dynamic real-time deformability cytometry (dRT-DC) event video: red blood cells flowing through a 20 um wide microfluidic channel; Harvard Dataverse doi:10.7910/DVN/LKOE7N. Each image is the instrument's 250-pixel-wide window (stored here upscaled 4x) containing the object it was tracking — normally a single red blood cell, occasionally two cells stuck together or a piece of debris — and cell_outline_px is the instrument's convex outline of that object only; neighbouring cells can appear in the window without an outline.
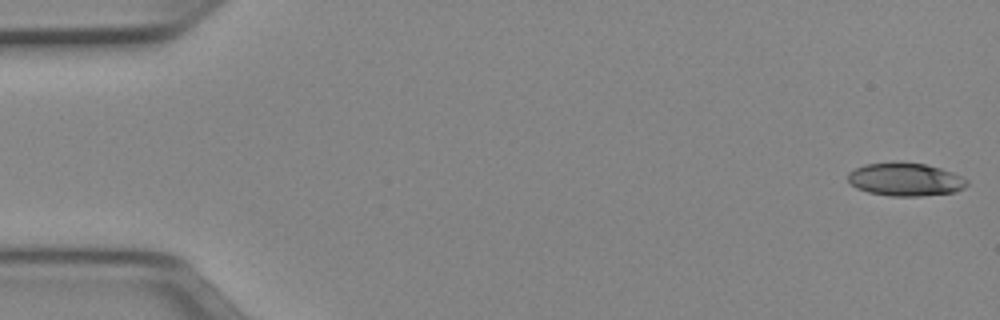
{"species": "Egyptian fruit bat (a non-hibernating species)", "species_latin": "Rousettus aegyptiacus", "temperature_condition": "cold", "stored_images_in_passage": 51, "camera_frame_rate_fps": 3000, "um_per_image_px": 0.085, "animal": {"sex": "female"}, "frame": {"image": 1, "passage_image": 1, "time_ms": 0.0, "image_size_px": [1000, 320], "cell_outline_px": [[968, 184], [964, 188], [956, 192], [920, 196], [892, 196], [868, 192], [856, 188], [848, 180], [848, 172], [864, 164], [892, 160], [900, 160], [924, 164], [940, 168], [952, 172], [968, 180]], "centroid_in_image_um": [76.94, 15.22], "position_along_channel_um": 8.1, "area_um2": 23.41}}
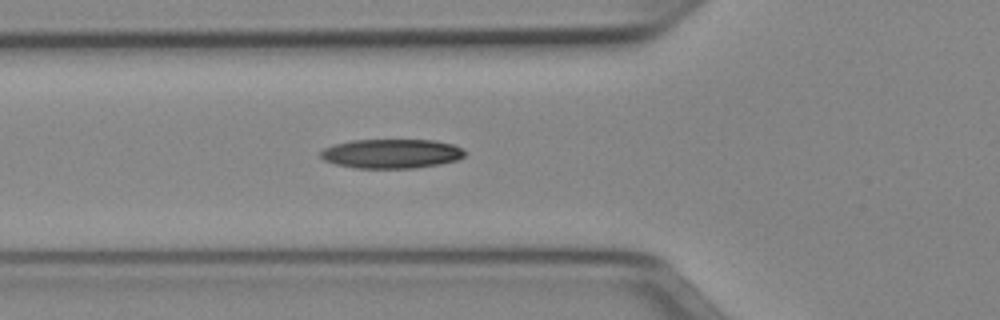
{"frame": {"image": 2, "passage_image": 18, "time_ms": 5.667, "image_size_px": [1000, 320], "cell_outline_px": [[464, 156], [456, 160], [440, 164], [412, 168], [356, 168], [336, 164], [324, 160], [320, 156], [320, 152], [324, 148], [332, 144], [352, 140], [436, 140], [452, 144], [464, 148]], "centroid_in_image_um": [33.26, 13.05], "position_along_channel_um": 92.5, "area_um2": 24.68}}
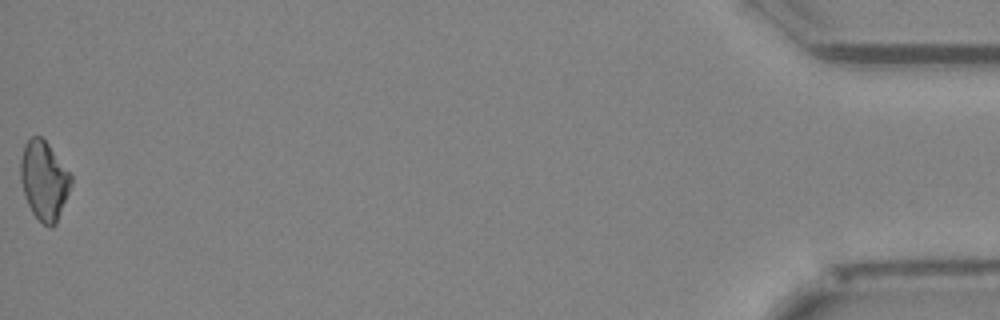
{"frame": {"image": 3, "passage_image": 51, "time_ms": 16.667, "image_size_px": [1000, 320], "cell_outline_px": [[72, 184], [56, 224], [52, 228], [48, 228], [32, 212], [28, 204], [20, 180], [20, 160], [24, 144], [32, 136], [40, 136], [48, 144], [72, 176]], "centroid_in_image_um": [3.74, 15.35], "position_along_channel_um": 431.5, "area_um2": 23.06}, "authors_computed_cell_mechanics": {"area_um2": 23.5246, "velocity_mm_per_s": 3.9699, "shape_relaxation_time_tau1_ms": 8.6157, "shape_relaxation_time_tau2_ms": null, "deformation_change_tau1": 0.1839, "deformation_change_tau2": null}}